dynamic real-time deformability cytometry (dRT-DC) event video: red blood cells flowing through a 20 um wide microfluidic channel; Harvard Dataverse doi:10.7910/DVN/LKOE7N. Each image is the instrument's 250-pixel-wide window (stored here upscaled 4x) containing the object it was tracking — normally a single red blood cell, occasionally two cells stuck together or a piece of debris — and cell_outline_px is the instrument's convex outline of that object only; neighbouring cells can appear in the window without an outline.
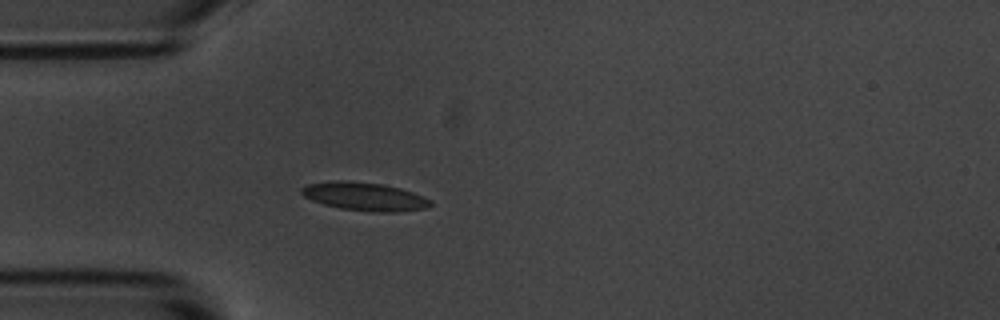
{"species": "common noctule bat (a hibernating species)", "species_latin": "Nyctalus noctula", "temperature_condition": "room temperature", "stored_images_in_passage": 1, "camera_frame_rate_fps": 3000, "um_per_image_px": 0.085, "animal": {"sex": "male", "body_mass_g": 20.1, "forearm_length_mm": 53.5}, "frame": {"image": 1, "passage_image": 1, "time_ms": 0.0, "image_size_px": [1000, 320], "cell_outline_px": [[432, 204], [424, 208], [396, 212], [372, 212], [340, 208], [324, 204], [312, 200], [304, 196], [300, 192], [300, 188], [308, 184], [332, 180], [348, 180], [380, 184], [400, 188], [412, 192], [432, 200]], "centroid_in_image_um": [30.96, 16.69], "position_along_channel_um": 54.0, "area_um2": 21.21}}